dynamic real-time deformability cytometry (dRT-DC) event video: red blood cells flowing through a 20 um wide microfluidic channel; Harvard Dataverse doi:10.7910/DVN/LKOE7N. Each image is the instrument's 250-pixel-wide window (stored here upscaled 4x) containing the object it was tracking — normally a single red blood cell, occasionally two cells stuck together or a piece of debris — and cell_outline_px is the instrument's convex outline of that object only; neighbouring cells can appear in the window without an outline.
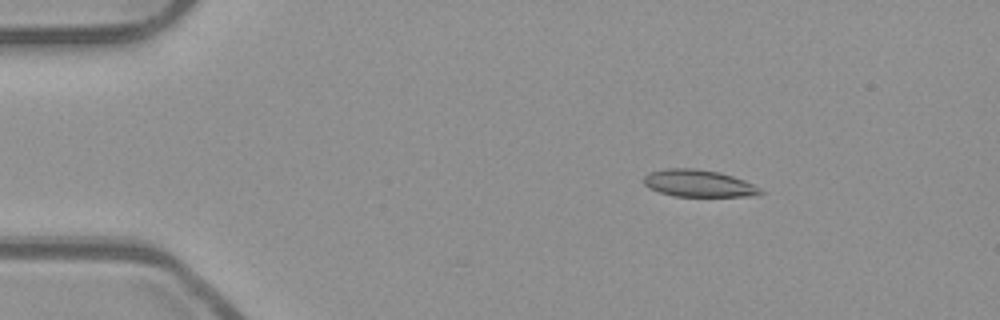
{"species": "common noctule bat (a hibernating species)", "species_latin": "Nyctalus noctula", "temperature_condition": "room temperature", "stored_images_in_passage": 20, "camera_frame_rate_fps": 3000, "um_per_image_px": 0.085, "animal": {"sex": "male", "body_mass_g": 23.1, "forearm_length_mm": 52.7}, "frame": {"image": 1, "passage_image": 9, "time_ms": 2.667, "image_size_px": [1000, 320], "cell_outline_px": [[764, 192], [744, 196], [676, 196], [660, 192], [648, 188], [644, 184], [644, 176], [648, 172], [664, 168], [696, 168], [720, 172], [744, 180], [760, 188]], "centroid_in_image_um": [59.32, 15.56], "position_along_channel_um": 25.7, "area_um2": 18.32}}
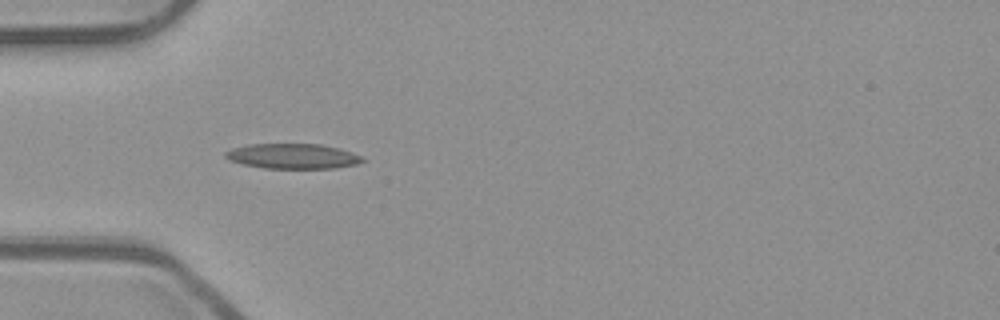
{"frame": {"image": 2, "passage_image": 17, "time_ms": 5.333, "image_size_px": [1000, 320], "cell_outline_px": [[368, 160], [356, 164], [336, 168], [264, 168], [244, 164], [228, 160], [224, 156], [224, 152], [232, 148], [248, 144], [320, 144], [352, 152]], "centroid_in_image_um": [24.87, 13.27], "position_along_channel_um": 60.1, "area_um2": 20.0}}